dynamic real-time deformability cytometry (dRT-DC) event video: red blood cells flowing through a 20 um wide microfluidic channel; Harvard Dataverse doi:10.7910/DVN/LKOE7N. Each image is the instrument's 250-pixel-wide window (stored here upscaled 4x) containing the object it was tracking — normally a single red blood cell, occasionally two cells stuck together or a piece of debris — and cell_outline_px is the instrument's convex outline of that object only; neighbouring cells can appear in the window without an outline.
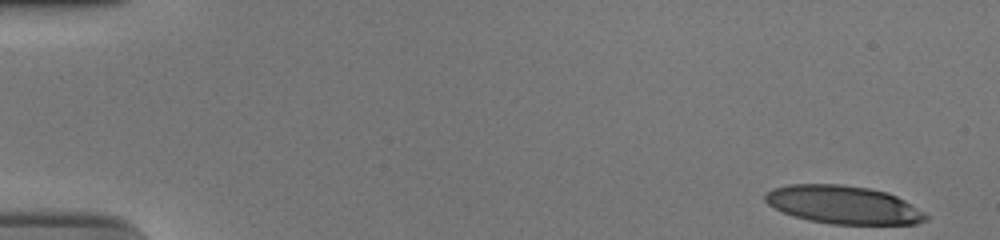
{"species": "human", "species_latin": "Homo sapiens", "temperature_condition": "cold", "stored_images_in_passage": 53, "camera_frame_rate_fps": 3000, "um_per_image_px": 0.085, "donor": {"sex": "male"}, "frame": {"image": 1, "passage_image": 1, "time_ms": 0.0, "image_size_px": [1000, 240], "cell_outline_px": [[928, 220], [916, 224], [832, 224], [808, 220], [784, 212], [768, 204], [764, 200], [764, 192], [772, 188], [788, 184], [840, 184], [868, 188], [888, 192], [904, 200], [924, 212], [928, 216]], "centroid_in_image_um": [71.67, 17.4], "position_along_channel_um": 13.3, "area_um2": 35.72}}
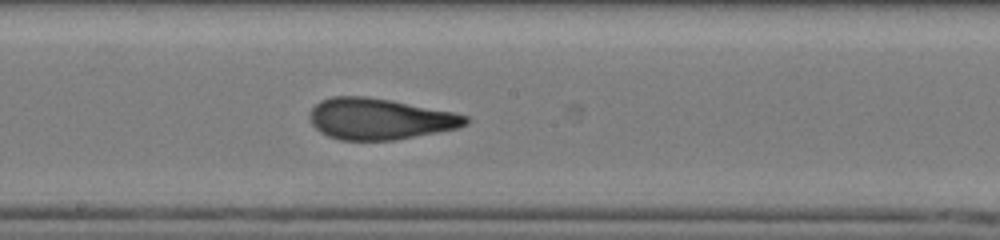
{"frame": {"image": 2, "passage_image": 29, "time_ms": 9.333, "image_size_px": [1000, 240], "cell_outline_px": [[468, 124], [456, 128], [436, 132], [392, 140], [340, 140], [328, 136], [320, 132], [312, 124], [308, 116], [312, 108], [320, 100], [332, 96], [364, 96], [388, 100], [452, 112], [468, 116]], "centroid_in_image_um": [32.21, 10.11], "position_along_channel_um": 216.0, "area_um2": 36.99}}
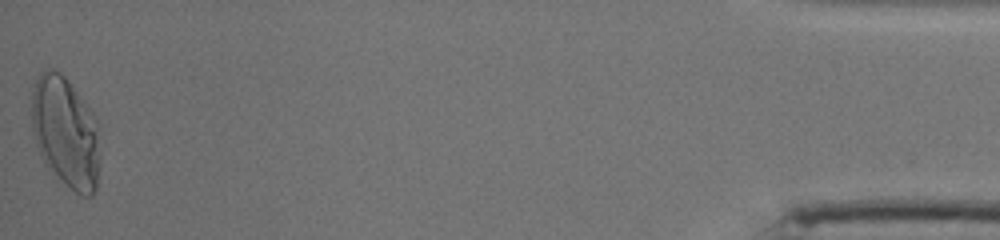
{"frame": {"image": 3, "passage_image": 53, "time_ms": 17.333, "image_size_px": [1000, 240], "cell_outline_px": [[100, 156], [96, 188], [92, 196], [80, 196], [48, 168], [44, 164], [36, 144], [32, 128], [32, 84], [40, 72], [44, 68], [52, 68], [60, 72], [64, 76], [92, 112], [96, 120]], "centroid_in_image_um": [5.56, 11.22], "position_along_channel_um": 429.6, "area_um2": 44.22}, "authors_computed_cell_mechanics": {"area_um2": 36.9342, "velocity_mm_per_s": 3.7531, "shape_relaxation_time_tau1_ms": 11.1923, "shape_relaxation_time_tau2_ms": 1.2942, "deformation_change_tau1": 0.3791, "deformation_change_tau2": 0.0968}}